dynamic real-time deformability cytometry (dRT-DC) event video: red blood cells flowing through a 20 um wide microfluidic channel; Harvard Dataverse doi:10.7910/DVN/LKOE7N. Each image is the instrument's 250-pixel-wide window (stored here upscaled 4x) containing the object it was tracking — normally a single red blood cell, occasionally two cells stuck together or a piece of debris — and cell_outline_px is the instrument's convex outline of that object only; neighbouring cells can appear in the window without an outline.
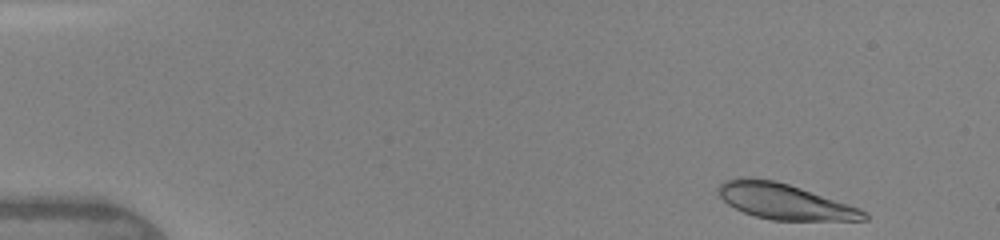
{"species": "human", "species_latin": "Homo sapiens", "temperature_condition": "warm", "stored_images_in_passage": 5, "camera_frame_rate_fps": 3000, "um_per_image_px": 0.085, "donor": {"sex": "female"}, "frame": {"image": 1, "passage_image": 1, "time_ms": 0.0, "image_size_px": [1000, 240], "cell_outline_px": [[868, 220], [772, 220], [756, 216], [744, 212], [728, 204], [720, 196], [720, 184], [724, 180], [748, 176], [772, 180], [788, 184], [860, 208], [868, 212]], "centroid_in_image_um": [66.7, 17.12], "position_along_channel_um": 18.3, "area_um2": 29.82}}
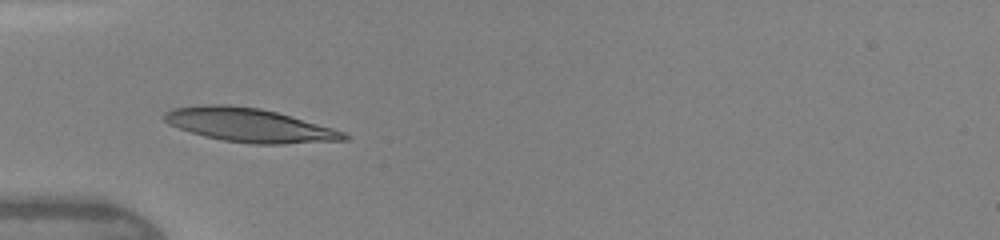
{"frame": {"image": 2, "passage_image": 4, "time_ms": 3.667, "image_size_px": [1000, 240], "cell_outline_px": [[352, 136], [348, 140], [284, 144], [252, 144], [224, 140], [204, 136], [168, 124], [164, 120], [164, 112], [172, 108], [204, 104], [224, 104], [260, 108], [276, 112], [332, 128], [344, 132]], "centroid_in_image_um": [21.2, 10.64], "position_along_channel_um": 63.8, "area_um2": 35.2}}
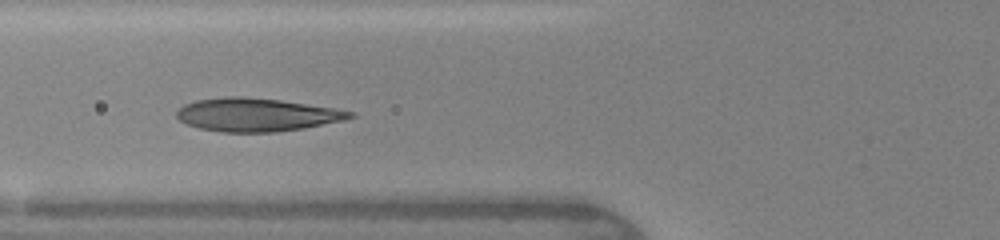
{"frame": {"image": 3, "passage_image": 5, "time_ms": 4.667, "image_size_px": [1000, 240], "cell_outline_px": [[356, 116], [344, 120], [304, 128], [276, 132], [224, 132], [200, 128], [188, 124], [180, 120], [176, 116], [176, 112], [184, 104], [196, 100], [228, 96], [244, 96], [280, 100], [336, 108], [356, 112]], "centroid_in_image_um": [21.85, 9.74], "position_along_channel_um": 104.0, "area_um2": 33.58}}